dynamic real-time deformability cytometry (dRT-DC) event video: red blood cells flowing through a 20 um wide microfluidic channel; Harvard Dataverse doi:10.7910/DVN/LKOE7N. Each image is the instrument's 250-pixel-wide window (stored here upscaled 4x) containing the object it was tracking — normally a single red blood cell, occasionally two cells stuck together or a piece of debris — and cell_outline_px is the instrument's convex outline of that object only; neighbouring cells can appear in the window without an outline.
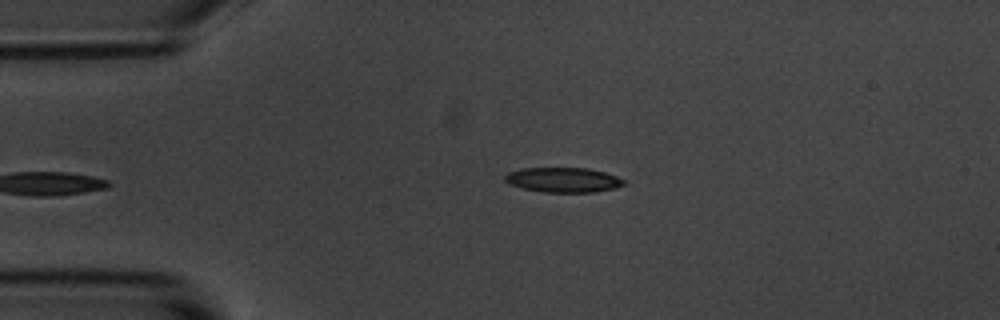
{"species": "common noctule bat (a hibernating species)", "species_latin": "Nyctalus noctula", "temperature_condition": "room temperature", "stored_images_in_passage": 5, "camera_frame_rate_fps": 3000, "um_per_image_px": 0.085, "animal": {"sex": "male", "body_mass_g": 20.1, "forearm_length_mm": 53.5}, "frame": {"image": 1, "passage_image": 5, "time_ms": 5.333, "image_size_px": [1000, 320], "cell_outline_px": [[628, 184], [616, 188], [592, 192], [544, 192], [524, 188], [512, 184], [504, 180], [504, 176], [508, 172], [520, 168], [588, 168], [604, 172], [616, 176], [624, 180]], "centroid_in_image_um": [47.9, 15.28], "position_along_channel_um": 37.1, "area_um2": 17.17}}